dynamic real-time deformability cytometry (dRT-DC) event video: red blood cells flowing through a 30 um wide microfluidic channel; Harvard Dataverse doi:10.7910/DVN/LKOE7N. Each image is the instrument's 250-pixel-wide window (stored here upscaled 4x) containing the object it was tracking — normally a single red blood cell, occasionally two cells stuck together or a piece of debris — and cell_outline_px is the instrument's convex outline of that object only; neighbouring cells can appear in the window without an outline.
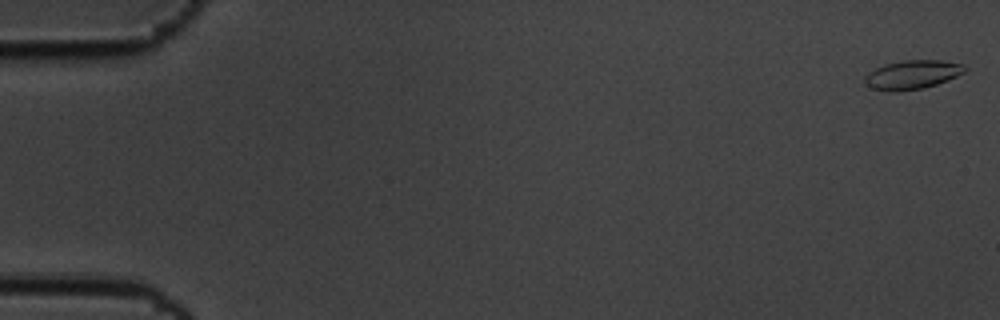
{"species": "common noctule bat (a hibernating species)", "species_latin": "Nyctalus noctula", "temperature_condition": "cold", "stored_images_in_passage": 58, "camera_frame_rate_fps": 3000, "um_per_image_px": 0.085, "animal": {"sex": "male", "body_mass_g": 19.5, "forearm_length_mm": 54.6}, "frame": {"image": 1, "passage_image": 1, "time_ms": 0.0, "image_size_px": [1000, 320], "cell_outline_px": [[968, 68], [964, 72], [948, 80], [924, 88], [900, 92], [888, 92], [872, 88], [864, 80], [864, 76], [868, 72], [884, 64], [904, 60], [940, 60], [964, 64]], "centroid_in_image_um": [77.55, 6.35], "position_along_channel_um": 7.5, "area_um2": 16.99}}
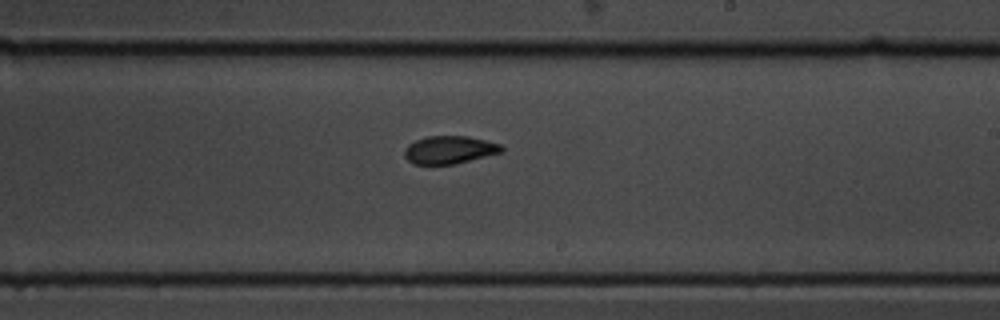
{"frame": {"image": 2, "passage_image": 35, "time_ms": 11.333, "image_size_px": [1000, 320], "cell_outline_px": [[504, 152], [456, 164], [412, 164], [404, 156], [404, 148], [408, 144], [416, 140], [428, 136], [468, 136], [500, 144], [504, 148]], "centroid_in_image_um": [38.21, 12.74], "position_along_channel_um": 250.8, "area_um2": 15.9}}
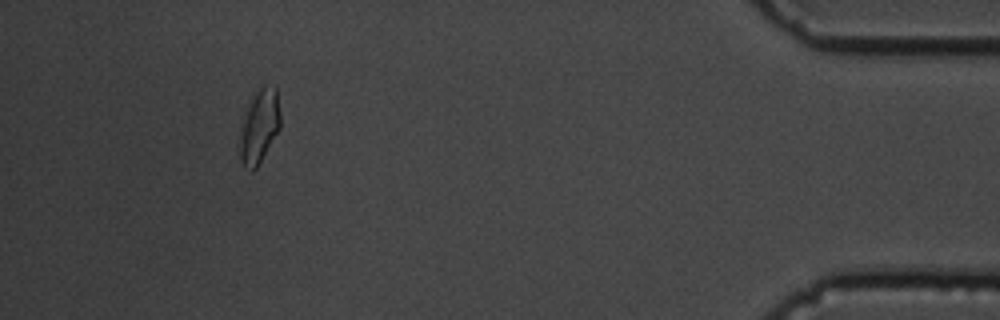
{"frame": {"image": 3, "passage_image": 54, "time_ms": 17.667, "image_size_px": [1000, 320], "cell_outline_px": [[280, 128], [256, 168], [252, 172], [240, 160], [240, 140], [244, 108], [252, 92], [264, 84], [276, 88], [280, 112]], "centroid_in_image_um": [22.03, 10.65], "position_along_channel_um": 413.2, "area_um2": 17.63}, "authors_computed_cell_mechanics": {"area_um2": 16.4441, "velocity_mm_per_s": 3.4728, "shape_relaxation_time_tau1_ms": 3.1286, "shape_relaxation_time_tau2_ms": 2.9804, "deformation_change_tau1": 0.1027, "deformation_change_tau2": 0.0699}}